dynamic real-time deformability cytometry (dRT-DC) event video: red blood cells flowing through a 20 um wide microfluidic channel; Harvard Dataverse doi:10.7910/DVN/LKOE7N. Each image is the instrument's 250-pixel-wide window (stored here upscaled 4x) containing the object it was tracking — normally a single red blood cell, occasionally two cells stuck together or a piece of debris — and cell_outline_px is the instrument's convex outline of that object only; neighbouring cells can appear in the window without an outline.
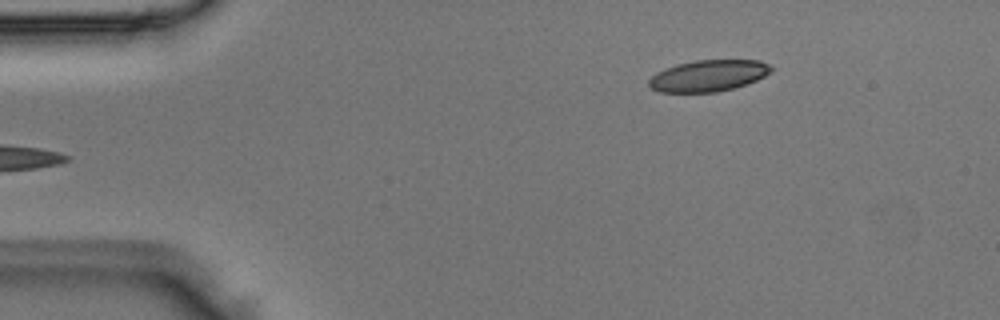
{"species": "Egyptian fruit bat (a non-hibernating species)", "species_latin": "Rousettus aegyptiacus", "temperature_condition": "room temperature", "stored_images_in_passage": 2, "camera_frame_rate_fps": 3000, "um_per_image_px": 0.085, "animal": {"sex": "male"}, "frame": {"image": 1, "passage_image": 2, "time_ms": 0.333, "image_size_px": [1000, 320], "cell_outline_px": [[776, 68], [772, 72], [756, 80], [732, 88], [716, 92], [656, 92], [648, 84], [648, 80], [656, 72], [676, 64], [696, 60], [760, 60]], "centroid_in_image_um": [60.21, 6.43], "position_along_channel_um": 24.8, "area_um2": 22.43}}